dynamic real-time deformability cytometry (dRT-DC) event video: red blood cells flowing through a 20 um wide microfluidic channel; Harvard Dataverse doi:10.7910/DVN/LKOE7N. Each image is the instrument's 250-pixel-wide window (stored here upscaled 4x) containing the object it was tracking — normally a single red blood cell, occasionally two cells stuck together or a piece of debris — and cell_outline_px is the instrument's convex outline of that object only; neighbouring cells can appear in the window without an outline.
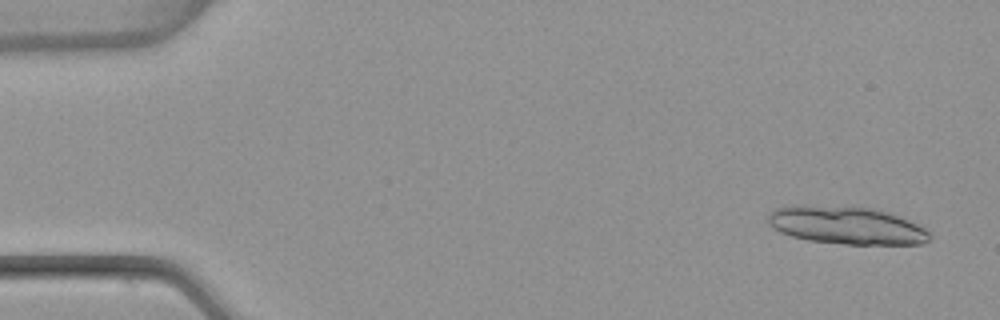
{"species": "common noctule bat (a hibernating species)", "species_latin": "Nyctalus noctula", "temperature_condition": "warm", "stored_images_in_passage": 5, "camera_frame_rate_fps": 3000, "um_per_image_px": 0.085, "animal": {"sex": "female", "body_mass_g": 22.7, "forearm_length_mm": 54.2}, "frame": {"image": 1, "passage_image": 1, "time_ms": 0.0, "image_size_px": [1000, 320], "cell_outline_px": [[932, 240], [920, 244], [844, 244], [808, 240], [792, 236], [780, 232], [768, 224], [764, 216], [772, 208], [804, 204], [872, 208], [888, 212], [900, 216], [924, 228], [932, 236]], "centroid_in_image_um": [71.89, 19.14], "position_along_channel_um": 13.1, "area_um2": 36.01}}